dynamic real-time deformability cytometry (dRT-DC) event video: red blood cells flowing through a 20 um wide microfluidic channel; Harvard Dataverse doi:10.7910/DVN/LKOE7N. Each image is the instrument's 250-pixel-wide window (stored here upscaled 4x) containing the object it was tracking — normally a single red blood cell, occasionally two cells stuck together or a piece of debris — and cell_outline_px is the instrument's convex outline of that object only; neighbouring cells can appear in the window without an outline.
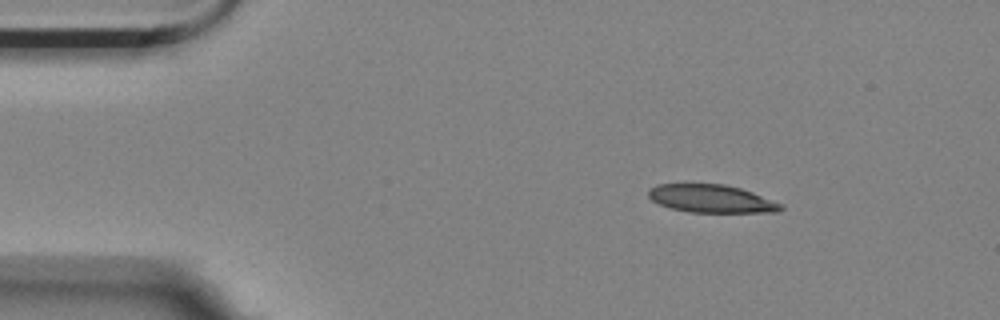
{"species": "Egyptian fruit bat (a non-hibernating species)", "species_latin": "Rousettus aegyptiacus", "temperature_condition": "room temperature", "stored_images_in_passage": 2, "camera_frame_rate_fps": 3000, "um_per_image_px": 0.085, "animal": {"sex": "female"}, "frame": {"image": 1, "passage_image": 1, "time_ms": 0.0, "image_size_px": [1000, 320], "cell_outline_px": [[784, 208], [776, 212], [688, 212], [672, 208], [660, 204], [652, 200], [648, 196], [648, 188], [656, 184], [724, 184], [740, 188], [752, 192], [784, 204]], "centroid_in_image_um": [60.47, 16.88], "position_along_channel_um": 24.5, "area_um2": 21.56}}